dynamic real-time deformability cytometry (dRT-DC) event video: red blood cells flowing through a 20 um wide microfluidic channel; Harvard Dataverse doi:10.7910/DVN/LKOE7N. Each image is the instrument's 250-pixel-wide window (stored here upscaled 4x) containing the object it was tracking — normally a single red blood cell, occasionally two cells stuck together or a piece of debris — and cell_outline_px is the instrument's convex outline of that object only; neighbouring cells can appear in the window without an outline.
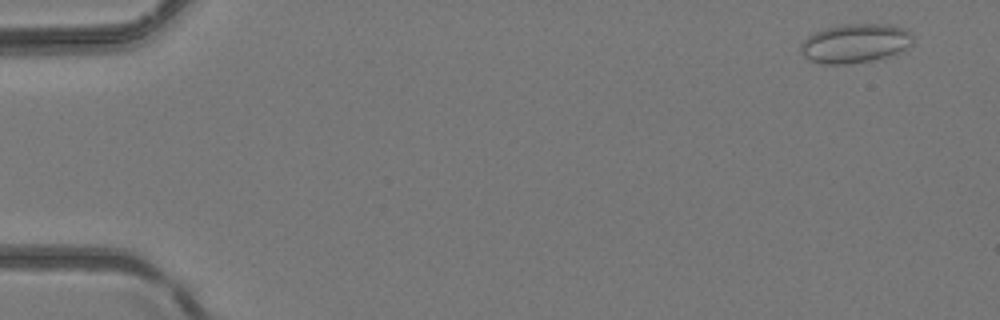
{"species": "common noctule bat (a hibernating species)", "species_latin": "Nyctalus noctula", "temperature_condition": "room temperature", "stored_images_in_passage": 6, "camera_frame_rate_fps": 3000, "um_per_image_px": 0.085, "animal": {"sex": "female", "body_mass_g": 24.6, "forearm_length_mm": 56.2}, "frame": {"image": 1, "passage_image": 1, "time_ms": 0.0, "image_size_px": [1000, 320], "cell_outline_px": [[912, 44], [908, 48], [888, 56], [872, 60], [848, 64], [824, 64], [808, 60], [800, 52], [800, 44], [808, 36], [816, 32], [840, 24], [888, 24], [908, 28], [912, 36]], "centroid_in_image_um": [72.7, 3.68], "position_along_channel_um": 12.3, "area_um2": 25.66}}
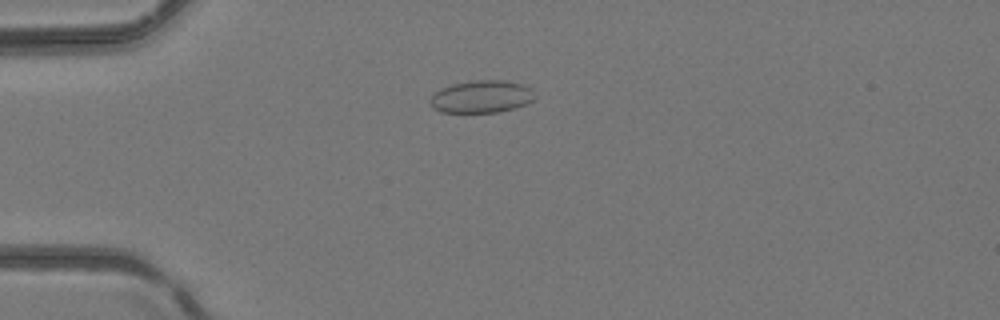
{"frame": {"image": 2, "passage_image": 4, "time_ms": 1.0, "image_size_px": [1000, 320], "cell_outline_px": [[536, 100], [528, 104], [500, 112], [440, 112], [432, 108], [428, 100], [440, 88], [452, 84], [472, 80], [504, 80], [524, 84], [532, 88], [536, 96]], "centroid_in_image_um": [40.97, 8.21], "position_along_channel_um": 44.0, "area_um2": 20.23}}
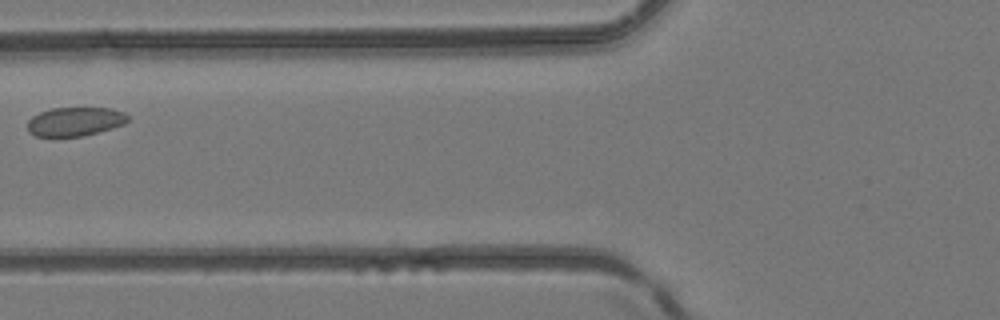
{"frame": {"image": 3, "passage_image": 6, "time_ms": 1.667, "image_size_px": [1000, 320], "cell_outline_px": [[128, 120], [124, 124], [112, 128], [84, 136], [36, 136], [28, 132], [28, 120], [32, 116], [40, 112], [52, 108], [112, 108], [124, 112], [128, 116]], "centroid_in_image_um": [6.38, 10.33], "position_along_channel_um": 119.4, "area_um2": 16.88}}